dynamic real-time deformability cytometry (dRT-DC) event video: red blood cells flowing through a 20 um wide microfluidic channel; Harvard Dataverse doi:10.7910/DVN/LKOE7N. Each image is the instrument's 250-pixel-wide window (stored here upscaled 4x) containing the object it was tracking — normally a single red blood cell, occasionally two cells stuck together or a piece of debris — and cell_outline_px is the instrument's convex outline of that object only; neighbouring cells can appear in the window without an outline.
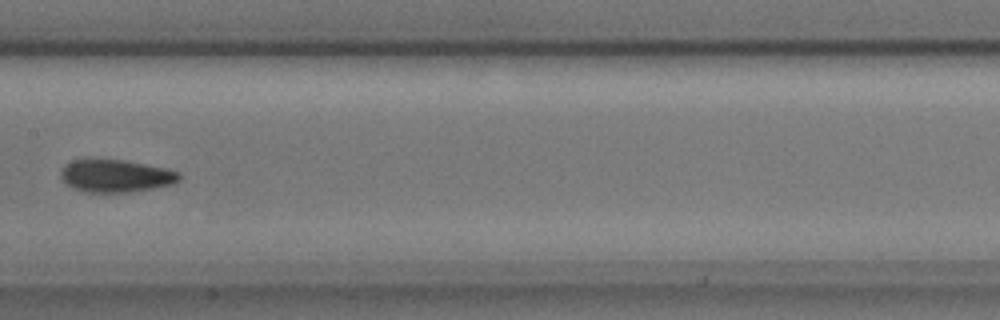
{"species": "common noctule bat (a hibernating species)", "species_latin": "Nyctalus noctula", "temperature_condition": "cold", "stored_images_in_passage": 9, "camera_frame_rate_fps": 3000, "um_per_image_px": 0.085, "animal": {"sex": "male", "body_mass_g": 17.9, "forearm_length_mm": 54.2}, "frame": {"image": 1, "passage_image": 7, "time_ms": 2.0, "image_size_px": [1000, 320], "cell_outline_px": [[180, 180], [172, 184], [152, 188], [128, 192], [84, 192], [72, 188], [60, 180], [60, 172], [64, 164], [72, 160], [124, 160], [168, 168], [180, 172]], "centroid_in_image_um": [9.82, 14.95], "position_along_channel_um": 197.6, "area_um2": 22.6}}
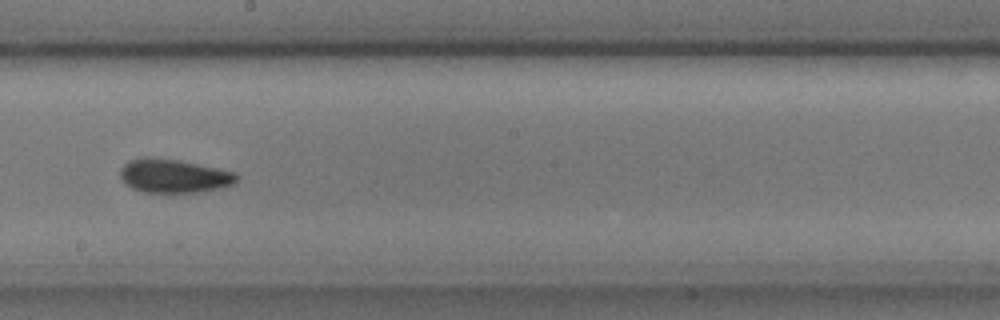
{"frame": {"image": 2, "passage_image": 8, "time_ms": 2.333, "image_size_px": [1000, 320], "cell_outline_px": [[240, 176], [232, 184], [216, 188], [196, 192], [144, 192], [132, 188], [120, 176], [120, 168], [128, 160], [144, 156], [176, 160], [236, 172]], "centroid_in_image_um": [14.74, 14.94], "position_along_channel_um": 233.5, "area_um2": 22.48}}